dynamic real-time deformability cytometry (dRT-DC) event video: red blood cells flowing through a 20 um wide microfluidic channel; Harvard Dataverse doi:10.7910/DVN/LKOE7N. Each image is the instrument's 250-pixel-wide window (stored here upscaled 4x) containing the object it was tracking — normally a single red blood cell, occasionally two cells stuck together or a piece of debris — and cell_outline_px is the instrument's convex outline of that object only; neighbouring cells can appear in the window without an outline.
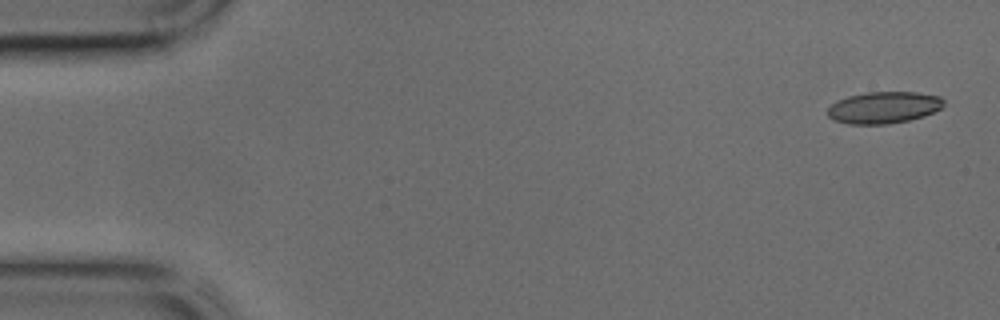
{"species": "common noctule bat (a hibernating species)", "species_latin": "Nyctalus noctula", "temperature_condition": "cold", "stored_images_in_passage": 40, "camera_frame_rate_fps": 3000, "um_per_image_px": 0.085, "animal": {"sex": "male", "body_mass_g": 17.9, "forearm_length_mm": 54.2}, "frame": {"image": 1, "passage_image": 1, "time_ms": 0.0, "image_size_px": [1000, 320], "cell_outline_px": [[944, 104], [940, 108], [924, 116], [908, 120], [888, 124], [848, 124], [836, 120], [828, 116], [828, 108], [836, 100], [848, 96], [868, 92], [916, 92], [940, 96], [944, 100]], "centroid_in_image_um": [75.12, 9.13], "position_along_channel_um": 9.9, "area_um2": 21.39}}
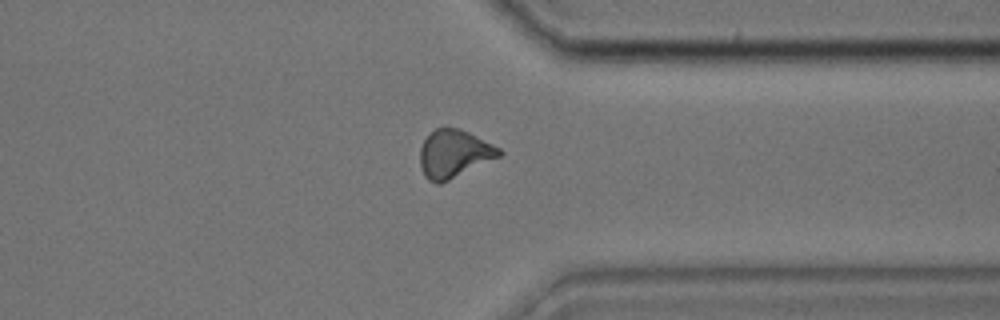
{"frame": {"image": 2, "passage_image": 33, "time_ms": 10.667, "image_size_px": [1000, 320], "cell_outline_px": [[504, 152], [500, 156], [440, 184], [436, 184], [428, 180], [424, 176], [420, 168], [420, 148], [424, 140], [436, 128], [460, 128], [500, 148]], "centroid_in_image_um": [38.57, 13.08], "position_along_channel_um": 372.8, "area_um2": 21.91}}
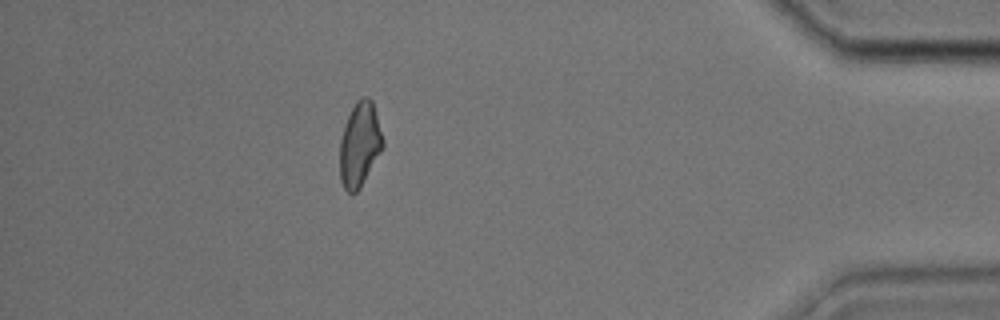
{"frame": {"image": 3, "passage_image": 38, "time_ms": 12.333, "image_size_px": [1000, 320], "cell_outline_px": [[384, 148], [360, 188], [356, 192], [348, 192], [344, 188], [340, 180], [340, 140], [344, 124], [356, 100], [364, 96], [368, 96], [372, 100], [376, 112], [384, 140]], "centroid_in_image_um": [30.59, 12.26], "position_along_channel_um": 404.6, "area_um2": 21.39}}